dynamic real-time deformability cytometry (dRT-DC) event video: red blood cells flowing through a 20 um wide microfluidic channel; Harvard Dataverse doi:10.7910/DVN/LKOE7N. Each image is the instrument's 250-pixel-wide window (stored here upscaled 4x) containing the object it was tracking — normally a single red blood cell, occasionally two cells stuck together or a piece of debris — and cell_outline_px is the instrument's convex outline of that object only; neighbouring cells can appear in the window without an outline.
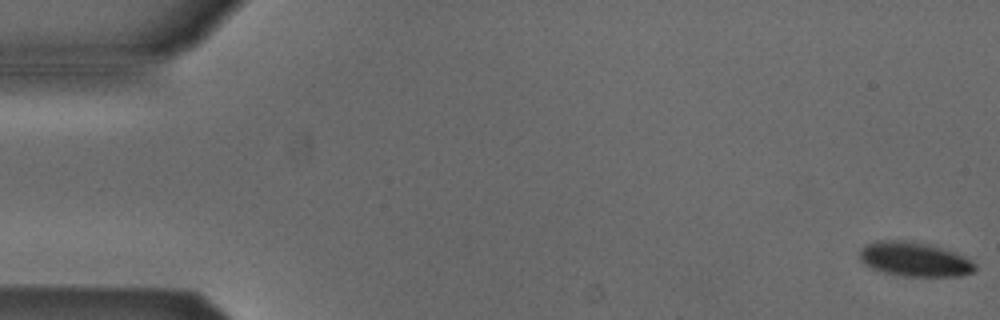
{"species": "Egyptian fruit bat (a non-hibernating species)", "species_latin": "Rousettus aegyptiacus", "temperature_condition": "cold", "stored_images_in_passage": 51, "camera_frame_rate_fps": 3000, "um_per_image_px": 0.085, "animal": {"sex": "male"}, "frame": {"image": 1, "passage_image": 1, "time_ms": 0.0, "image_size_px": [1000, 320], "cell_outline_px": [[976, 268], [972, 272], [960, 276], [904, 276], [884, 272], [872, 268], [864, 264], [860, 260], [860, 248], [876, 240], [912, 240], [928, 244], [964, 256], [972, 260], [976, 264]], "centroid_in_image_um": [77.72, 22.03], "position_along_channel_um": 7.3, "area_um2": 23.06}}
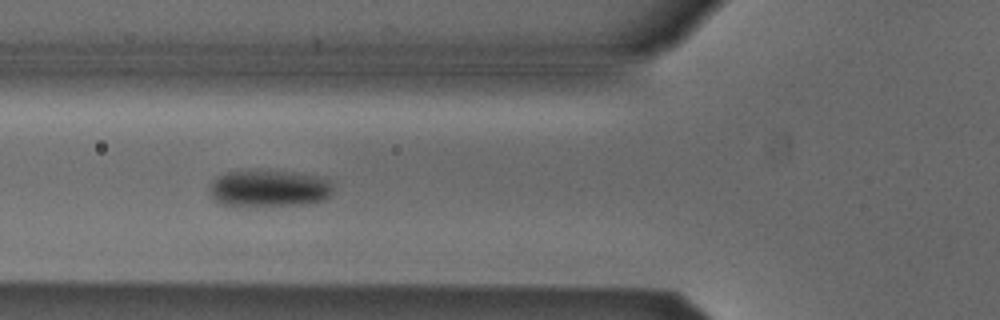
{"frame": {"image": 2, "passage_image": 20, "time_ms": 6.333, "image_size_px": [1000, 320], "cell_outline_px": [[332, 188], [328, 196], [324, 200], [304, 204], [236, 208], [224, 204], [216, 200], [212, 196], [208, 188], [212, 180], [224, 172], [256, 168], [292, 172], [316, 176], [328, 180]], "centroid_in_image_um": [22.76, 16.01], "position_along_channel_um": 103.0, "area_um2": 27.46}}
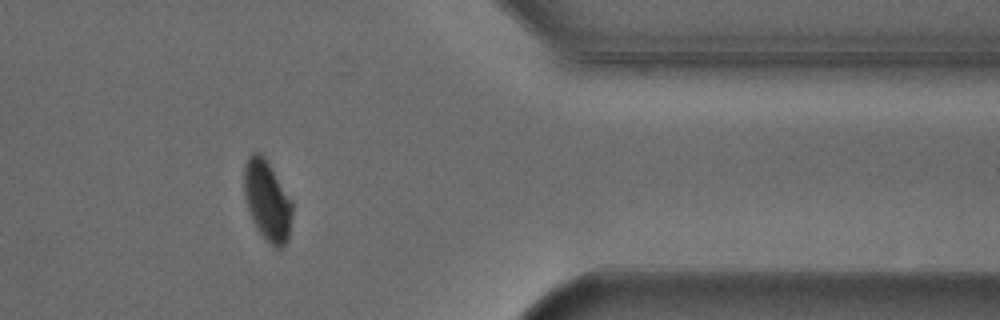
{"frame": {"image": 3, "passage_image": 44, "time_ms": 14.333, "image_size_px": [1000, 320], "cell_outline_px": [[292, 212], [288, 240], [280, 248], [276, 248], [260, 232], [252, 220], [248, 208], [244, 192], [244, 164], [252, 152], [260, 152], [264, 156], [292, 200]], "centroid_in_image_um": [22.71, 17.01], "position_along_channel_um": 388.7, "area_um2": 22.2}}